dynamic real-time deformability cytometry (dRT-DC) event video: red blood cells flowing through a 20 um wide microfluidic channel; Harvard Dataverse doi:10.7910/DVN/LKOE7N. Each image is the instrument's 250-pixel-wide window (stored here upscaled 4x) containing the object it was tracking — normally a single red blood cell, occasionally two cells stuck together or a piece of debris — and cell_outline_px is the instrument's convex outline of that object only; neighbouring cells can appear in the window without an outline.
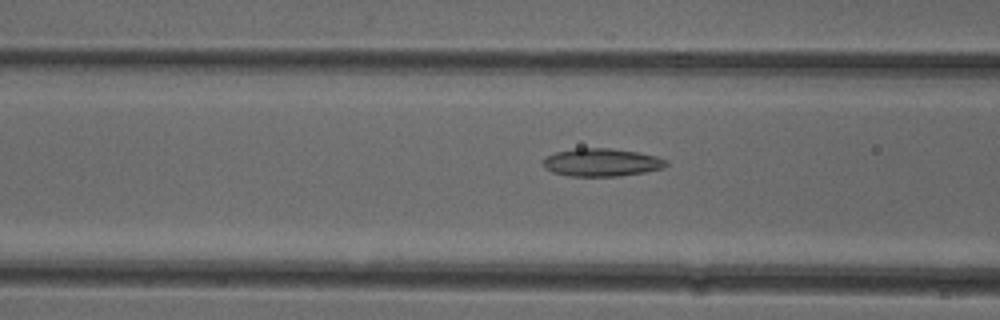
{"species": "common noctule bat (a hibernating species)", "species_latin": "Nyctalus noctula", "temperature_condition": "cold", "stored_images_in_passage": 28, "camera_frame_rate_fps": 3000, "um_per_image_px": 0.085, "animal": {"sex": "female"}, "frame": {"image": 1, "passage_image": 6, "time_ms": 1.667, "image_size_px": [1000, 320], "cell_outline_px": [[668, 164], [664, 168], [644, 172], [620, 176], [568, 176], [552, 172], [544, 168], [544, 156], [556, 152], [576, 148], [608, 148], [636, 152], [656, 156], [668, 160]], "centroid_in_image_um": [51.13, 13.81], "position_along_channel_um": 115.5, "area_um2": 20.06}}
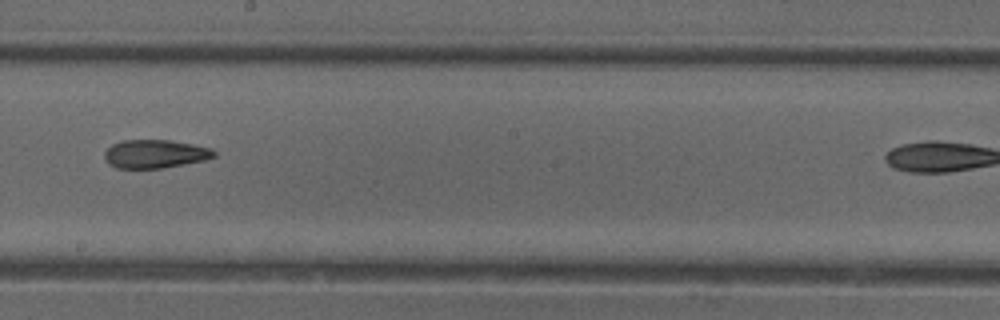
{"frame": {"image": 2, "passage_image": 15, "time_ms": 4.667, "image_size_px": [1000, 320], "cell_outline_px": [[216, 156], [204, 160], [160, 168], [116, 168], [108, 164], [104, 156], [104, 152], [112, 144], [120, 140], [168, 140], [192, 144], [212, 148], [216, 152]], "centroid_in_image_um": [13.16, 13.07], "position_along_channel_um": 235.0, "area_um2": 18.09}}
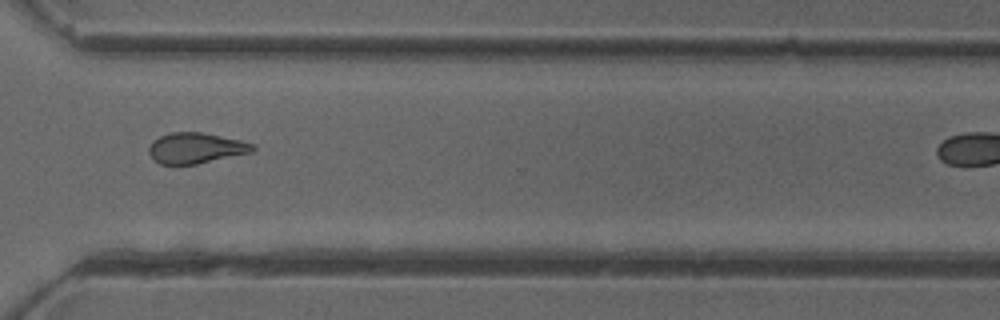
{"frame": {"image": 3, "passage_image": 24, "time_ms": 7.667, "image_size_px": [1000, 320], "cell_outline_px": [[256, 148], [252, 152], [196, 164], [160, 164], [152, 160], [148, 152], [148, 148], [152, 140], [168, 132], [200, 132], [240, 140], [256, 144]], "centroid_in_image_um": [16.61, 12.58], "position_along_channel_um": 354.0, "area_um2": 18.67}}